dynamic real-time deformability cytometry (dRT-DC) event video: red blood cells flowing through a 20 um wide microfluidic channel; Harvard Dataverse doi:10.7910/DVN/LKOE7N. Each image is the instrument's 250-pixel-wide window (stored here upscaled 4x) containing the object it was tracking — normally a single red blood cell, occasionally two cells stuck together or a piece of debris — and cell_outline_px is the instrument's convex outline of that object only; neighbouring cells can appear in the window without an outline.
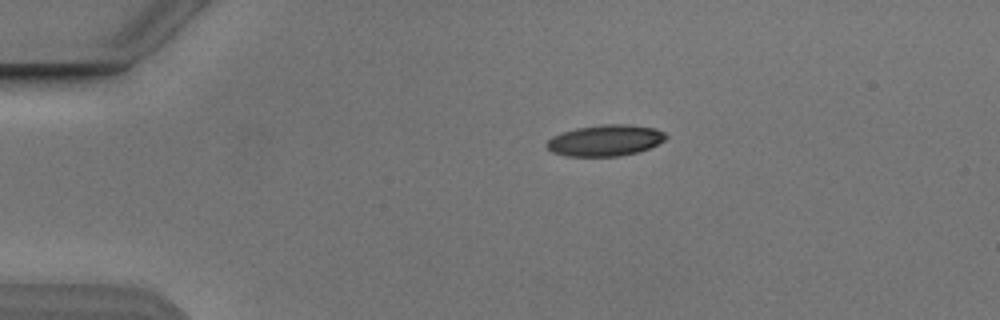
{"species": "Egyptian fruit bat (a non-hibernating species)", "species_latin": "Rousettus aegyptiacus", "temperature_condition": "cold", "stored_images_in_passage": 4, "camera_frame_rate_fps": 3000, "um_per_image_px": 0.085, "animal": {"sex": "male"}, "frame": {"image": 1, "passage_image": 1, "time_ms": 0.0, "image_size_px": [1000, 320], "cell_outline_px": [[668, 136], [664, 140], [648, 148], [636, 152], [620, 156], [568, 156], [552, 152], [544, 144], [552, 136], [576, 128], [600, 124], [628, 124], [656, 128], [664, 132]], "centroid_in_image_um": [51.44, 11.92], "position_along_channel_um": 33.6, "area_um2": 21.62}}
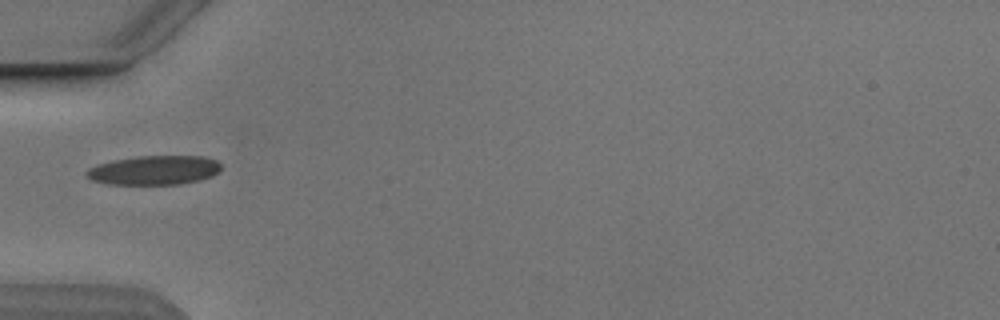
{"frame": {"image": 2, "passage_image": 3, "time_ms": 2.333, "image_size_px": [1000, 320], "cell_outline_px": [[220, 168], [212, 176], [200, 180], [180, 184], [108, 184], [92, 180], [84, 172], [88, 168], [96, 164], [112, 160], [136, 156], [204, 156], [216, 160], [220, 164]], "centroid_in_image_um": [13.08, 14.46], "position_along_channel_um": 71.9, "area_um2": 22.95}}
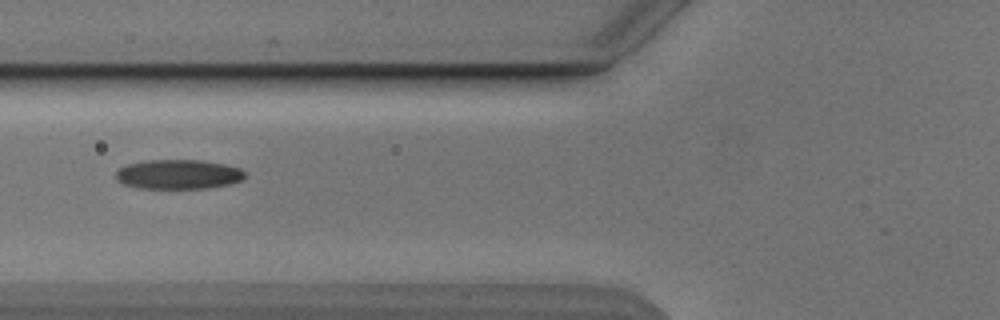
{"frame": {"image": 3, "passage_image": 4, "time_ms": 3.333, "image_size_px": [1000, 320], "cell_outline_px": [[244, 176], [240, 180], [228, 184], [208, 188], [136, 188], [124, 184], [116, 180], [116, 172], [120, 168], [128, 164], [148, 160], [200, 160], [224, 164], [240, 168], [244, 172]], "centroid_in_image_um": [15.13, 14.82], "position_along_channel_um": 110.7, "area_um2": 22.02}}